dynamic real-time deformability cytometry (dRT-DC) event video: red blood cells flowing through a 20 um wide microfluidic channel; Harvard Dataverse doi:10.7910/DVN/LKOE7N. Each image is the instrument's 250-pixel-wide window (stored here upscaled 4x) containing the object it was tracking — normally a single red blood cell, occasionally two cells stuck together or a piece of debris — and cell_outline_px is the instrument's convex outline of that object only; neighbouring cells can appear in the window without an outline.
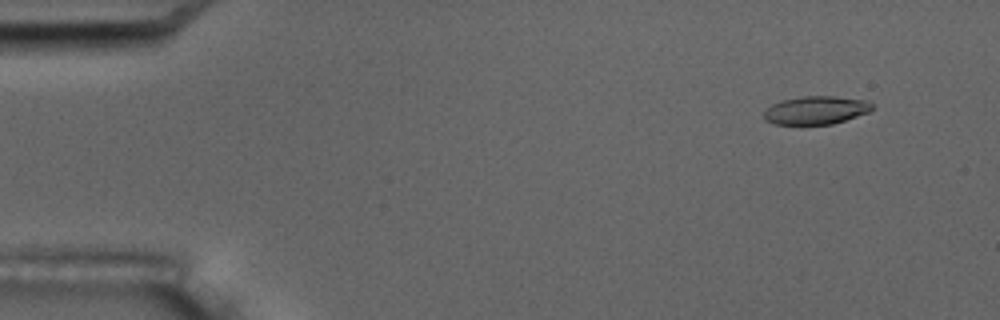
{"species": "common noctule bat (a hibernating species)", "species_latin": "Nyctalus noctula", "temperature_condition": "room temperature", "stored_images_in_passage": 5, "camera_frame_rate_fps": 3000, "um_per_image_px": 0.085, "animal": {"sex": "male", "body_mass_g": 17.5, "forearm_length_mm": 52.3}, "frame": {"image": 1, "passage_image": 2, "time_ms": 1.333, "image_size_px": [1000, 320], "cell_outline_px": [[872, 108], [868, 112], [832, 124], [800, 128], [776, 124], [764, 120], [764, 112], [772, 104], [780, 100], [804, 96], [836, 96], [868, 100], [872, 104]], "centroid_in_image_um": [69.29, 9.41], "position_along_channel_um": 15.7, "area_um2": 18.5}}